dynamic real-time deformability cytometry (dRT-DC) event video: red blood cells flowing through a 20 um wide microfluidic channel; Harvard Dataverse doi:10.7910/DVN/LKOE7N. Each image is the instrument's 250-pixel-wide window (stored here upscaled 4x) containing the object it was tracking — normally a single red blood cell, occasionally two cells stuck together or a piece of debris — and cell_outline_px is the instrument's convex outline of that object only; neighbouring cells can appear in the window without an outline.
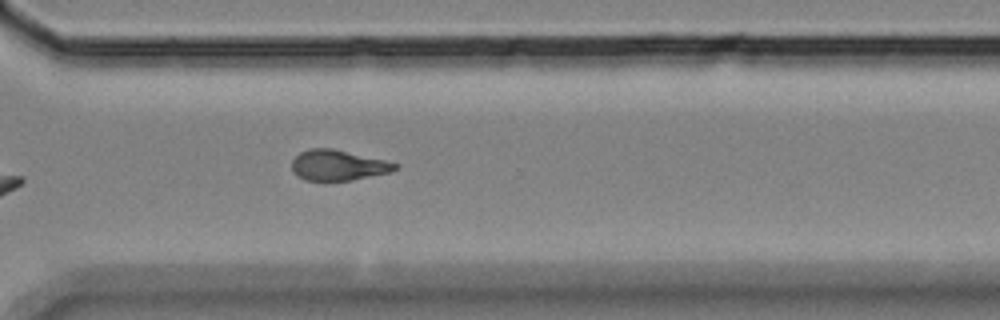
{"species": "Egyptian fruit bat (a non-hibernating species)", "species_latin": "Rousettus aegyptiacus", "temperature_condition": "room temperature", "stored_images_in_passage": 10, "camera_frame_rate_fps": 3000, "um_per_image_px": 0.085, "animal": {"sex": "female"}, "frame": {"image": 1, "passage_image": 10, "time_ms": 11.333, "image_size_px": [1000, 320], "cell_outline_px": [[400, 164], [392, 172], [352, 180], [324, 184], [304, 180], [292, 172], [292, 160], [300, 152], [308, 148], [332, 148], [384, 160]], "centroid_in_image_um": [28.69, 14.09], "position_along_channel_um": 341.9, "area_um2": 19.02}}